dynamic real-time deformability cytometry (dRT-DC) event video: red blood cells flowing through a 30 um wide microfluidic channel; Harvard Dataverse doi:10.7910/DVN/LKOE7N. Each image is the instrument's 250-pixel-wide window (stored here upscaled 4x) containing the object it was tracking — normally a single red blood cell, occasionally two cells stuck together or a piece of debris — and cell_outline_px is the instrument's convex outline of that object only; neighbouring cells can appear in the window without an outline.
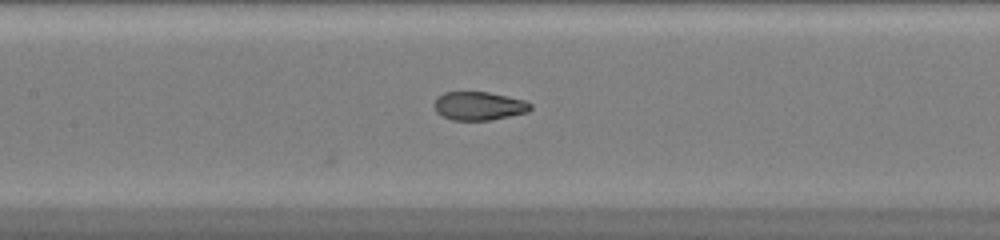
{"species": "common noctule bat (a hibernating species)", "species_latin": "Nyctalus noctula", "temperature_condition": "warm", "stored_images_in_passage": 10, "camera_frame_rate_fps": 3000, "um_per_image_px": 0.085, "animal": {"sex": "female", "body_mass_g": 20.0, "forearm_length_mm": 54.0}, "frame": {"image": 1, "passage_image": 10, "time_ms": 3.0, "image_size_px": [1000, 240], "cell_outline_px": [[532, 108], [528, 112], [492, 120], [452, 120], [436, 112], [432, 104], [436, 96], [444, 92], [488, 92], [524, 100], [532, 104]], "centroid_in_image_um": [40.68, 9.0], "position_along_channel_um": 166.7, "area_um2": 16.13}}